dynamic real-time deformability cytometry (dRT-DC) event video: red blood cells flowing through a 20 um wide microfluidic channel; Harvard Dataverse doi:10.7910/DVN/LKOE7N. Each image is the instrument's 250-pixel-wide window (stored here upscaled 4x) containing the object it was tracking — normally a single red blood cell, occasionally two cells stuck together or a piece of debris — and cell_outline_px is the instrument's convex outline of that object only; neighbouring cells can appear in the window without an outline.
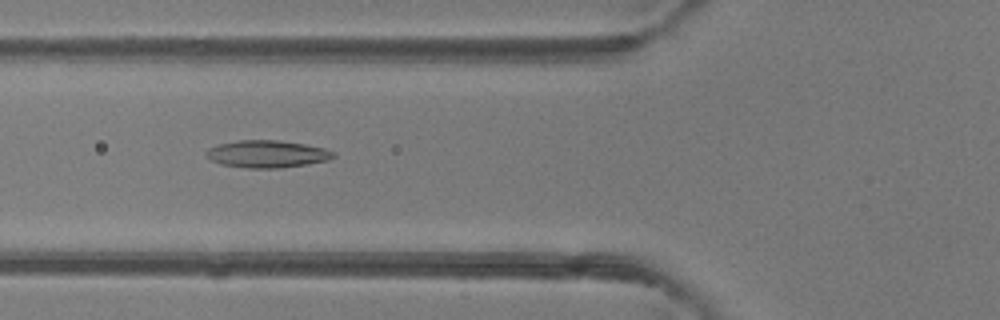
{"species": "common noctule bat (a hibernating species)", "species_latin": "Nyctalus noctula", "temperature_condition": "room temperature", "stored_images_in_passage": 48, "camera_frame_rate_fps": 3000, "um_per_image_px": 0.085, "animal": {"sex": "female"}, "frame": {"image": 1, "passage_image": 18, "time_ms": 5.667, "image_size_px": [1000, 320], "cell_outline_px": [[336, 156], [328, 160], [308, 164], [280, 168], [248, 168], [220, 164], [212, 160], [204, 152], [208, 148], [220, 144], [236, 140], [280, 140], [304, 144], [324, 148], [336, 152]], "centroid_in_image_um": [22.73, 13.08], "position_along_channel_um": 103.1, "area_um2": 20.29}}
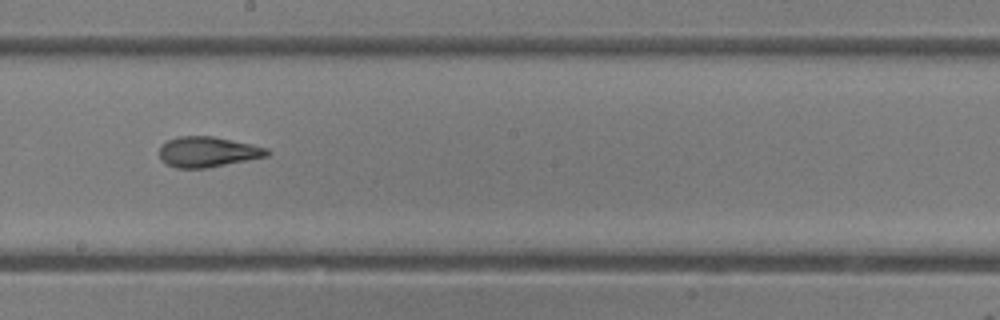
{"frame": {"image": 2, "passage_image": 27, "time_ms": 8.667, "image_size_px": [1000, 320], "cell_outline_px": [[272, 152], [268, 156], [204, 168], [176, 168], [160, 160], [160, 144], [176, 136], [212, 136], [252, 144], [268, 148]], "centroid_in_image_um": [17.65, 12.9], "position_along_channel_um": 230.6, "area_um2": 19.07}}
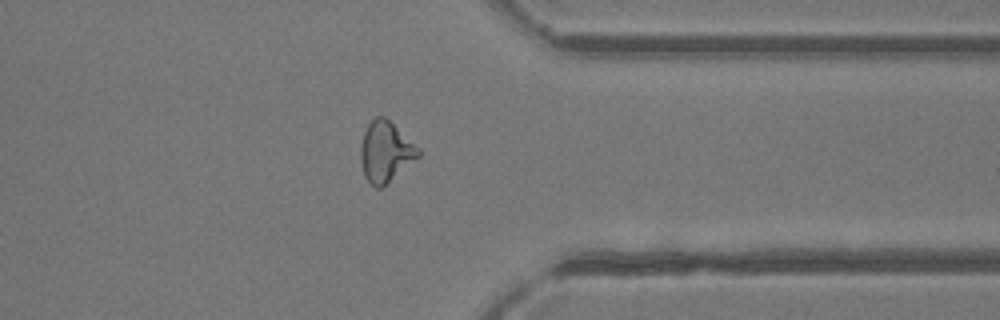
{"frame": {"image": 3, "passage_image": 38, "time_ms": 12.333, "image_size_px": [1000, 320], "cell_outline_px": [[420, 156], [380, 188], [376, 188], [364, 176], [360, 160], [360, 144], [364, 132], [368, 124], [376, 116], [384, 116], [420, 148]], "centroid_in_image_um": [32.76, 12.88], "position_along_channel_um": 378.6, "area_um2": 20.11}, "authors_computed_cell_mechanics": {"area_um2": 20.2878, "velocity_mm_per_s": 4.234, "shape_relaxation_time_tau1_ms": 7.2497, "shape_relaxation_time_tau2_ms": 2.0904, "deformation_change_tau1": 0.1988, "deformation_change_tau2": 0.1111}}